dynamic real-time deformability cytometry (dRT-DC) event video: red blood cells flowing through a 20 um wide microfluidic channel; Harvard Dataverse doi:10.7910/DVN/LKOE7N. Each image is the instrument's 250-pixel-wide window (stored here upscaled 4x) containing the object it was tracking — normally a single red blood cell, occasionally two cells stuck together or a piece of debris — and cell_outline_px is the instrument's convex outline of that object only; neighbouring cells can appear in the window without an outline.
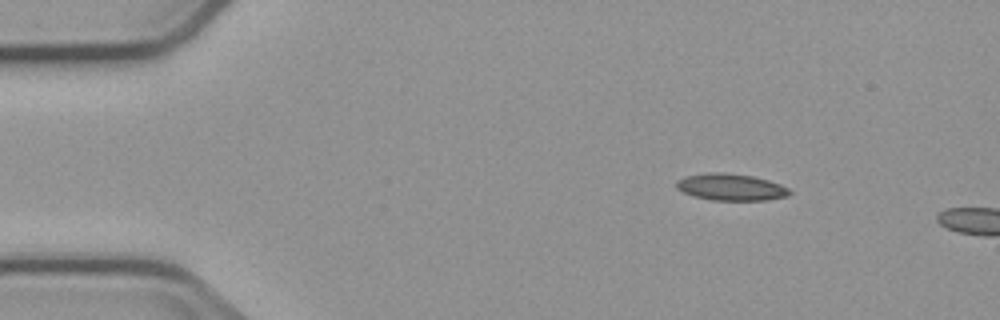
{"species": "common noctule bat (a hibernating species)", "species_latin": "Nyctalus noctula", "temperature_condition": "cold", "stored_images_in_passage": 2, "camera_frame_rate_fps": 3000, "um_per_image_px": 0.085, "animal": {"sex": "male", "body_mass_g": 23.1, "forearm_length_mm": 52.7}, "frame": {"image": 1, "passage_image": 1, "time_ms": 0.0, "image_size_px": [1000, 320], "cell_outline_px": [[792, 192], [788, 196], [764, 200], [712, 200], [692, 196], [676, 188], [676, 180], [684, 176], [708, 172], [724, 172], [752, 176], [768, 180], [780, 184], [788, 188]], "centroid_in_image_um": [62.1, 15.9], "position_along_channel_um": 22.9, "area_um2": 17.74}}